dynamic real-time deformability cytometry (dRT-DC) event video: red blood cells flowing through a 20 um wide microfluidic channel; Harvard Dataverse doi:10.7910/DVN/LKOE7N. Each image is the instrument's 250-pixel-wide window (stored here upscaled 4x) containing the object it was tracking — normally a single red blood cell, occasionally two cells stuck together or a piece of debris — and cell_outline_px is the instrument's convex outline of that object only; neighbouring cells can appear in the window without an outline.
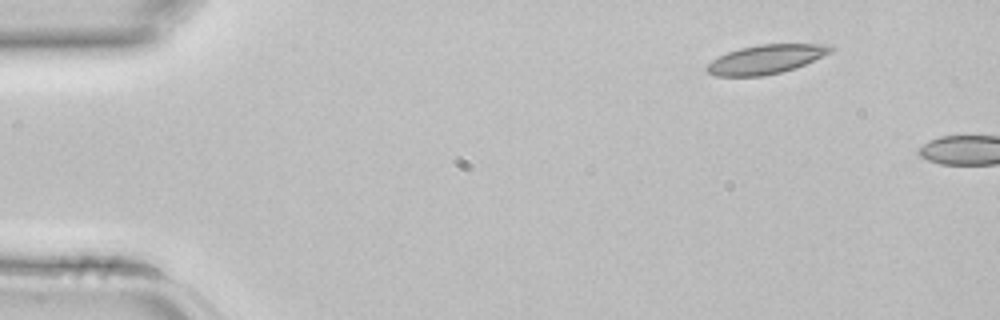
{"species": "common noctule bat (a hibernating species)", "species_latin": "Nyctalus noctula", "temperature_condition": "room temperature", "stored_images_in_passage": 2, "camera_frame_rate_fps": 3000, "um_per_image_px": 0.085, "animal": {"sex": "female", "body_mass_g": 22.7, "forearm_length_mm": 54.2}, "frame": {"image": 1, "passage_image": 1, "time_ms": 0.0, "image_size_px": [1000, 320], "cell_outline_px": [[836, 48], [832, 52], [796, 68], [764, 76], [716, 76], [708, 72], [704, 68], [712, 60], [728, 52], [740, 48], [760, 44], [832, 44]], "centroid_in_image_um": [65.15, 5.03], "position_along_channel_um": 19.9, "area_um2": 20.98}}